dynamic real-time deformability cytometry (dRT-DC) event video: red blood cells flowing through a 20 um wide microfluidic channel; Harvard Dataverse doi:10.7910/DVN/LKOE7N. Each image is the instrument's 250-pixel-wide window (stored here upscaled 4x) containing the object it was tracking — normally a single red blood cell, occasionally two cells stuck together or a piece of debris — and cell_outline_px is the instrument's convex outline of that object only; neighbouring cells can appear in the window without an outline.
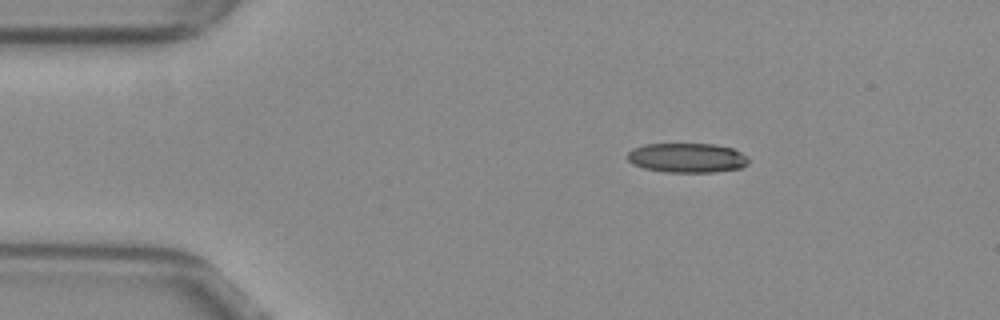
{"species": "common noctule bat (a hibernating species)", "species_latin": "Nyctalus noctula", "temperature_condition": "warm", "stored_images_in_passage": 12, "camera_frame_rate_fps": 3000, "um_per_image_px": 0.085, "animal": {"sex": "female", "body_mass_g": 29.2, "forearm_length_mm": 56.3}, "frame": {"image": 1, "passage_image": 1, "time_ms": 0.0, "image_size_px": [1000, 320], "cell_outline_px": [[748, 164], [744, 168], [716, 172], [664, 172], [644, 168], [632, 164], [628, 160], [628, 152], [632, 148], [644, 144], [712, 144], [732, 148], [748, 156]], "centroid_in_image_um": [58.42, 13.42], "position_along_channel_um": 26.6, "area_um2": 21.04}}
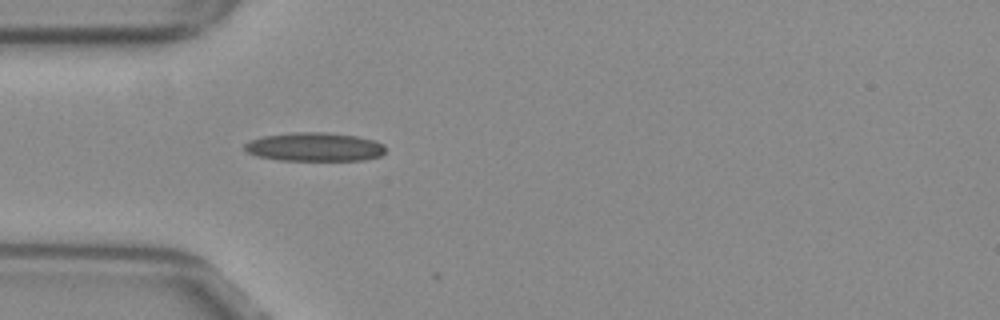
{"frame": {"image": 2, "passage_image": 8, "time_ms": 2.333, "image_size_px": [1000, 320], "cell_outline_px": [[384, 152], [380, 156], [364, 160], [280, 160], [256, 156], [248, 152], [244, 148], [244, 144], [252, 140], [264, 136], [296, 132], [324, 132], [356, 136], [372, 140], [384, 144]], "centroid_in_image_um": [26.74, 12.49], "position_along_channel_um": 58.3, "area_um2": 23.35}}
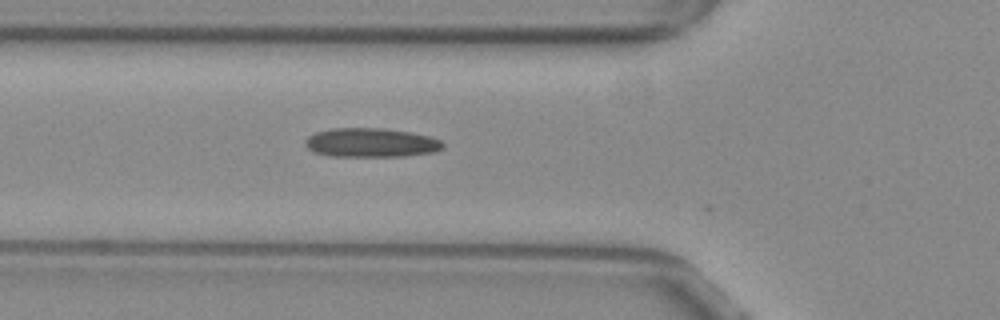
{"frame": {"image": 3, "passage_image": 11, "time_ms": 3.333, "image_size_px": [1000, 320], "cell_outline_px": [[444, 148], [432, 152], [404, 156], [332, 156], [312, 152], [304, 144], [304, 140], [308, 136], [316, 132], [332, 128], [384, 128], [408, 132], [428, 136], [440, 140], [444, 144]], "centroid_in_image_um": [31.49, 12.12], "position_along_channel_um": 94.3, "area_um2": 23.29}}